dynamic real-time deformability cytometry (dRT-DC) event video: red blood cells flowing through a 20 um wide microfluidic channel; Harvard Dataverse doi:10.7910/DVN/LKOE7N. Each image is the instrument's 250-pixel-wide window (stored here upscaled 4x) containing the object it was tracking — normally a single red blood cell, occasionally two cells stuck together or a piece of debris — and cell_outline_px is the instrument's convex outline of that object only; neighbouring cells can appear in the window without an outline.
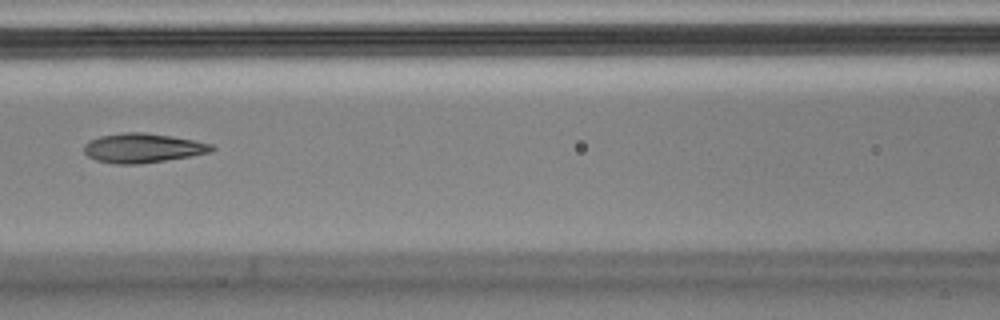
{"species": "Egyptian fruit bat (a non-hibernating species)", "species_latin": "Rousettus aegyptiacus", "temperature_condition": "cold", "stored_images_in_passage": 10, "camera_frame_rate_fps": 3000, "um_per_image_px": 0.085, "animal": {"sex": "male"}, "frame": {"image": 1, "passage_image": 7, "time_ms": 2.0, "image_size_px": [1000, 320], "cell_outline_px": [[216, 148], [212, 152], [140, 164], [116, 164], [96, 160], [88, 156], [84, 152], [84, 144], [88, 140], [100, 136], [124, 132], [144, 132], [172, 136], [212, 144]], "centroid_in_image_um": [12.11, 12.57], "position_along_channel_um": 154.5, "area_um2": 21.79}}
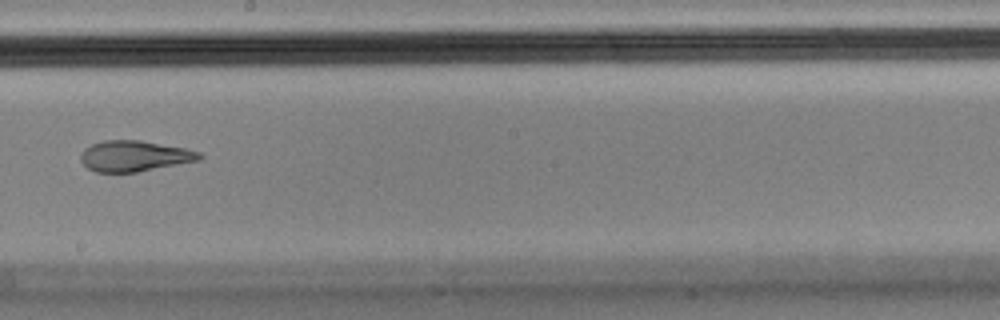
{"frame": {"image": 2, "passage_image": 9, "time_ms": 2.667, "image_size_px": [1000, 320], "cell_outline_px": [[204, 156], [200, 160], [136, 172], [96, 172], [88, 168], [80, 160], [80, 156], [84, 148], [92, 144], [104, 140], [140, 140], [188, 148], [200, 152]], "centroid_in_image_um": [11.45, 13.25], "position_along_channel_um": 236.8, "area_um2": 21.39}}